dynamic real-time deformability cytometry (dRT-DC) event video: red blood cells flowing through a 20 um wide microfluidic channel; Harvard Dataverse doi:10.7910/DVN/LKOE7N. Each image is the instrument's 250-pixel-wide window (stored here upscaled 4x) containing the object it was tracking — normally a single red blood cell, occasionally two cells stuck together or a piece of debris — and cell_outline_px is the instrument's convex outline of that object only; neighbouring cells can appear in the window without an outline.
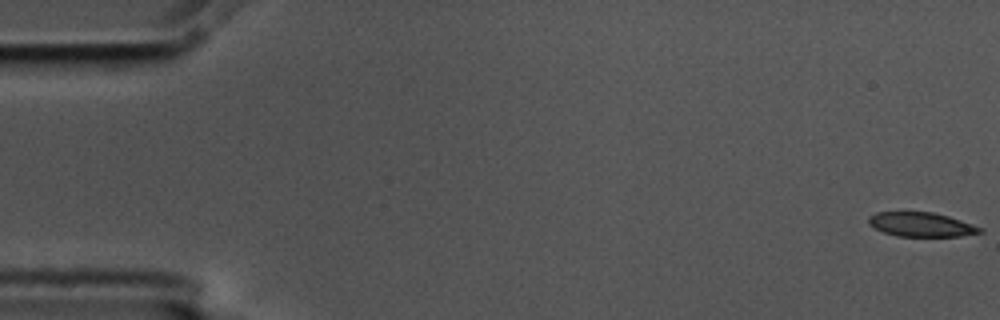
{"species": "common noctule bat (a hibernating species)", "species_latin": "Nyctalus noctula", "temperature_condition": "cold", "stored_images_in_passage": 57, "camera_frame_rate_fps": 3000, "um_per_image_px": 0.085, "animal": {"sex": "male", "body_mass_g": 17.5, "forearm_length_mm": 52.3}, "frame": {"image": 1, "passage_image": 1, "time_ms": 0.0, "image_size_px": [1000, 320], "cell_outline_px": [[984, 232], [960, 236], [896, 236], [884, 232], [868, 224], [868, 216], [876, 212], [932, 212], [948, 216], [984, 228]], "centroid_in_image_um": [78.31, 19.08], "position_along_channel_um": 6.7, "area_um2": 15.72}}
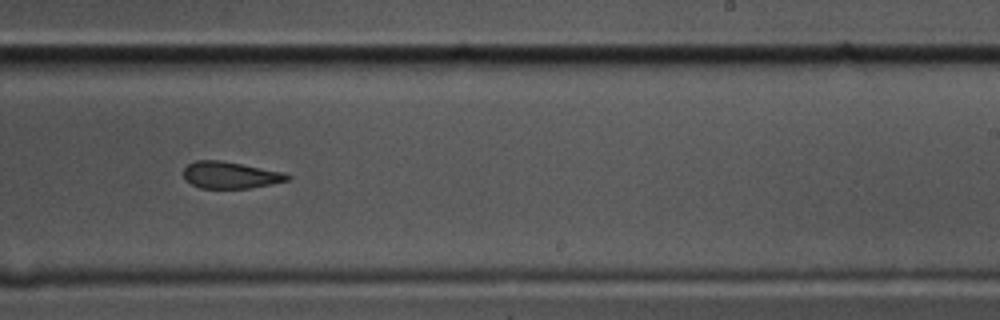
{"frame": {"image": 2, "passage_image": 35, "time_ms": 11.333, "image_size_px": [1000, 320], "cell_outline_px": [[292, 176], [288, 180], [272, 184], [248, 188], [200, 188], [184, 180], [184, 168], [188, 164], [196, 160], [220, 160], [284, 172]], "centroid_in_image_um": [19.57, 14.88], "position_along_channel_um": 269.4, "area_um2": 16.18}}
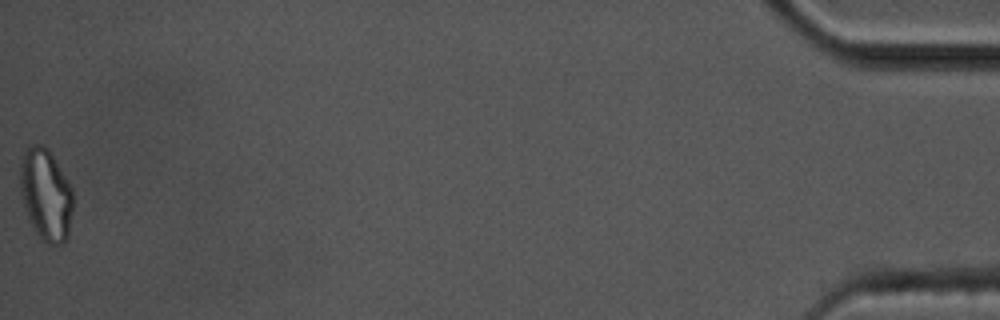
{"frame": {"image": 3, "passage_image": 57, "time_ms": 18.667, "image_size_px": [1000, 320], "cell_outline_px": [[72, 208], [68, 236], [64, 244], [48, 244], [40, 240], [28, 220], [20, 192], [20, 156], [24, 148], [28, 144], [44, 144], [48, 148], [72, 188]], "centroid_in_image_um": [3.86, 16.52], "position_along_channel_um": 431.3, "area_um2": 28.78}, "authors_computed_cell_mechanics": {"area_um2": 17.4556, "velocity_mm_per_s": 3.5714, "shape_relaxation_time_tau1_ms": null, "shape_relaxation_time_tau2_ms": 4.4962, "deformation_change_tau1": null, "deformation_change_tau2": 0.1288}}